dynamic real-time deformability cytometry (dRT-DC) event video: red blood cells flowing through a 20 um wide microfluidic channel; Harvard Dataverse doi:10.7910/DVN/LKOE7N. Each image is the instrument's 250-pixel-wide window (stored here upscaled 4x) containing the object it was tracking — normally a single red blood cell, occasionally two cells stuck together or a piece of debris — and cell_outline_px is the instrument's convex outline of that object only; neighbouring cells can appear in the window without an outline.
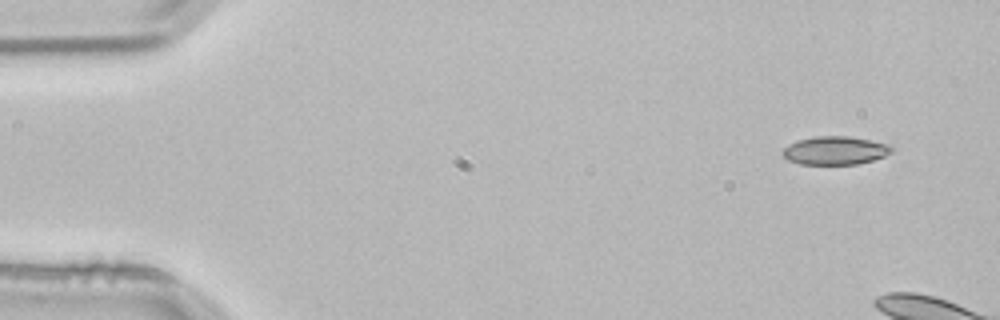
{"species": "common noctule bat (a hibernating species)", "species_latin": "Nyctalus noctula", "temperature_condition": "room temperature", "stored_images_in_passage": 4, "camera_frame_rate_fps": 3000, "um_per_image_px": 0.085, "animal": {"sex": "male", "body_mass_g": 21.5, "forearm_length_mm": 52.0}, "frame": {"image": 1, "passage_image": 1, "time_ms": 0.0, "image_size_px": [1000, 320], "cell_outline_px": [[896, 148], [892, 152], [884, 156], [872, 160], [856, 164], [800, 164], [788, 160], [780, 152], [788, 144], [796, 140], [816, 136], [848, 136], [872, 140], [892, 144]], "centroid_in_image_um": [71.01, 12.78], "position_along_channel_um": 14.0, "area_um2": 18.26}}
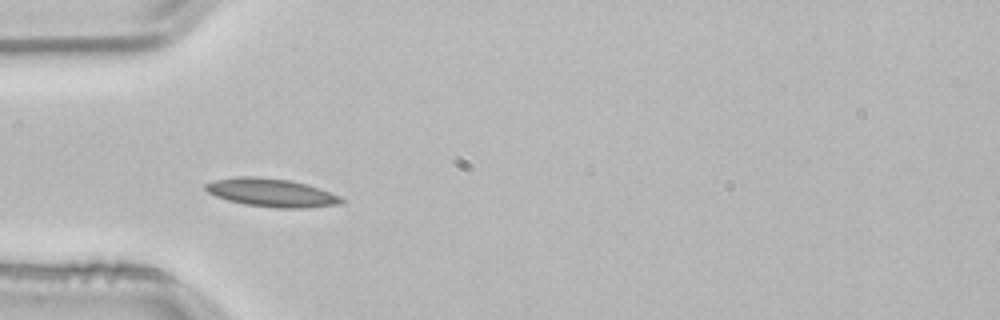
{"frame": {"image": 2, "passage_image": 4, "time_ms": 1.0, "image_size_px": [1000, 320], "cell_outline_px": [[344, 204], [308, 208], [276, 208], [244, 204], [228, 200], [216, 196], [208, 192], [204, 188], [204, 184], [212, 180], [240, 176], [256, 176], [288, 180], [304, 184], [340, 196], [344, 200]], "centroid_in_image_um": [23.05, 16.38], "position_along_channel_um": 62.0, "area_um2": 22.31}}